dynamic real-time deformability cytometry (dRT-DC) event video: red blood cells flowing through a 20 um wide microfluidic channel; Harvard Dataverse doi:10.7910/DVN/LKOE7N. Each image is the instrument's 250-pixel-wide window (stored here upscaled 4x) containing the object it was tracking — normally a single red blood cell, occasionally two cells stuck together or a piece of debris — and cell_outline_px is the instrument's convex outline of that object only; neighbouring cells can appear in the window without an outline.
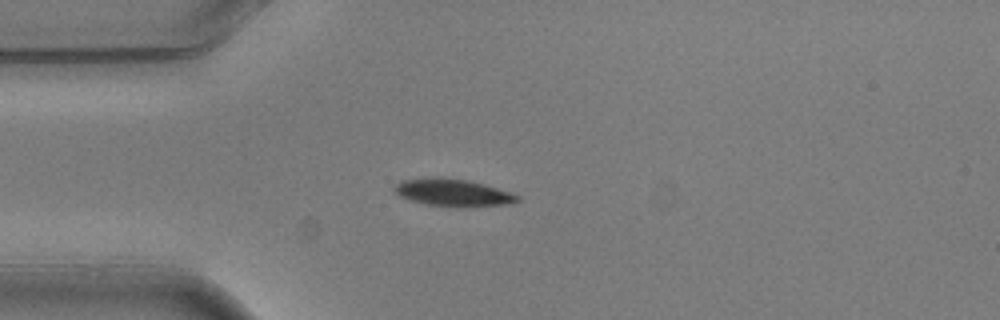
{"species": "common noctule bat (a hibernating species)", "species_latin": "Nyctalus noctula", "temperature_condition": "warm", "stored_images_in_passage": 4, "camera_frame_rate_fps": 3000, "um_per_image_px": 0.085, "animal": {"sex": "male", "body_mass_g": 20.5, "forearm_length_mm": 52.5}, "frame": {"image": 1, "passage_image": 4, "time_ms": 1.0, "image_size_px": [1000, 320], "cell_outline_px": [[520, 200], [512, 204], [464, 208], [460, 208], [424, 204], [400, 196], [392, 188], [400, 180], [432, 176], [440, 176], [468, 180], [496, 188], [520, 196]], "centroid_in_image_um": [38.49, 16.38], "position_along_channel_um": 46.5, "area_um2": 20.0}}